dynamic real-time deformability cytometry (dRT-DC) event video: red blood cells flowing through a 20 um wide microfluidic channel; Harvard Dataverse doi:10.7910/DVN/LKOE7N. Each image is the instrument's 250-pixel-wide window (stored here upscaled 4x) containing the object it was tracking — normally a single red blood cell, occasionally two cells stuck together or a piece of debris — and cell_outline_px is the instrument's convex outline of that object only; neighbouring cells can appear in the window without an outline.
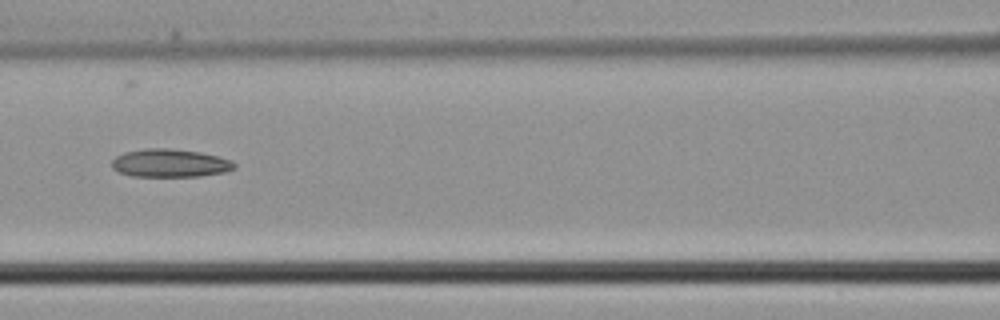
{"species": "common noctule bat (a hibernating species)", "species_latin": "Nyctalus noctula", "temperature_condition": "cold", "stored_images_in_passage": 10, "camera_frame_rate_fps": 3000, "um_per_image_px": 0.085, "animal": {"sex": "male", "body_mass_g": 21.5, "forearm_length_mm": 52.0}, "frame": {"image": 1, "passage_image": 6, "time_ms": 1.667, "image_size_px": [1000, 320], "cell_outline_px": [[236, 168], [224, 172], [200, 176], [132, 176], [120, 172], [112, 168], [112, 160], [116, 156], [124, 152], [144, 148], [168, 148], [200, 152], [232, 160], [236, 164]], "centroid_in_image_um": [14.45, 13.86], "position_along_channel_um": 152.2, "area_um2": 20.06}}
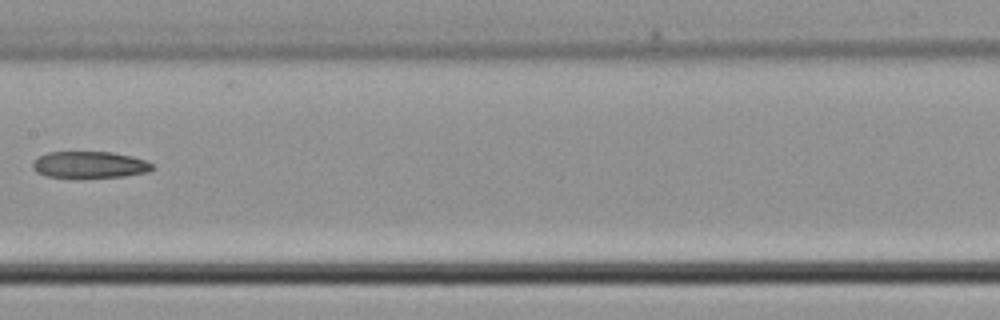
{"frame": {"image": 2, "passage_image": 7, "time_ms": 2.0, "image_size_px": [1000, 320], "cell_outline_px": [[152, 168], [148, 172], [124, 176], [48, 176], [36, 172], [32, 168], [32, 164], [40, 156], [48, 152], [112, 152], [132, 156], [144, 160], [152, 164]], "centroid_in_image_um": [7.62, 13.98], "position_along_channel_um": 199.8, "area_um2": 17.98}}